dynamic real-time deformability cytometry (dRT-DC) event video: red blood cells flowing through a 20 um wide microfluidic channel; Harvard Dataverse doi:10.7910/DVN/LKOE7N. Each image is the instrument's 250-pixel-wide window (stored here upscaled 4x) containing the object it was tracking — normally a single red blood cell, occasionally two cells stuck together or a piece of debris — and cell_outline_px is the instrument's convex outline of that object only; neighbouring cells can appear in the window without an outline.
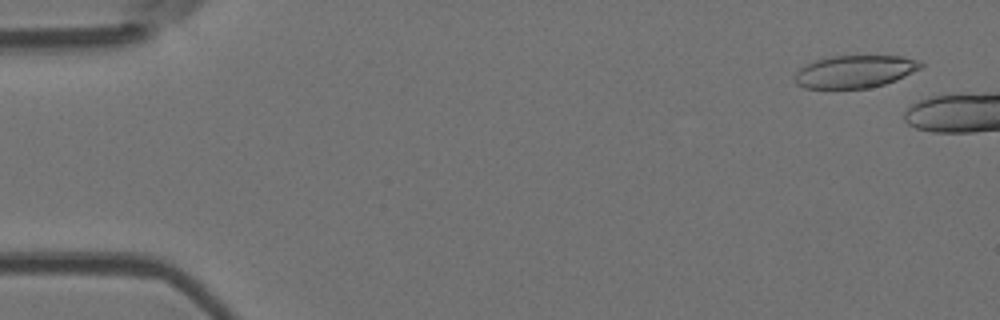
{"species": "Egyptian fruit bat (a non-hibernating species)", "species_latin": "Rousettus aegyptiacus", "temperature_condition": "room temperature", "stored_images_in_passage": 8, "camera_frame_rate_fps": 3000, "um_per_image_px": 0.085, "animal": {"sex": "female"}, "frame": {"image": 1, "passage_image": 3, "time_ms": 0.667, "image_size_px": [1000, 320], "cell_outline_px": [[924, 64], [920, 68], [896, 80], [884, 84], [868, 88], [804, 88], [796, 84], [796, 72], [800, 68], [816, 60], [832, 56], [904, 56], [920, 60]], "centroid_in_image_um": [72.69, 6.08], "position_along_channel_um": 12.3, "area_um2": 23.7}}